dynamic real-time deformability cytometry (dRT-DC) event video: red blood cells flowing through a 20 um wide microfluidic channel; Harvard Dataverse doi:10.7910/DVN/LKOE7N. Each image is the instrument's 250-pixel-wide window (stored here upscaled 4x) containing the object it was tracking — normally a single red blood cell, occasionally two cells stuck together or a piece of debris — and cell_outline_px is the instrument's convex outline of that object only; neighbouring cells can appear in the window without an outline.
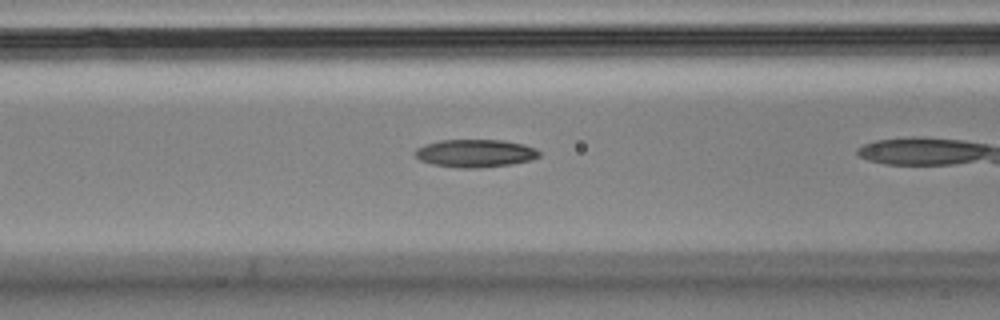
{"species": "Egyptian fruit bat (a non-hibernating species)", "species_latin": "Rousettus aegyptiacus", "temperature_condition": "cold", "stored_images_in_passage": 8, "camera_frame_rate_fps": 3000, "um_per_image_px": 0.085, "animal": {"sex": "male"}, "frame": {"image": 1, "passage_image": 7, "time_ms": 2.0, "image_size_px": [1000, 320], "cell_outline_px": [[540, 156], [532, 160], [512, 164], [476, 168], [460, 168], [432, 164], [420, 160], [412, 152], [416, 148], [424, 144], [440, 140], [504, 140], [524, 144], [536, 148], [540, 152]], "centroid_in_image_um": [40.39, 13.02], "position_along_channel_um": 126.2, "area_um2": 20.35}}